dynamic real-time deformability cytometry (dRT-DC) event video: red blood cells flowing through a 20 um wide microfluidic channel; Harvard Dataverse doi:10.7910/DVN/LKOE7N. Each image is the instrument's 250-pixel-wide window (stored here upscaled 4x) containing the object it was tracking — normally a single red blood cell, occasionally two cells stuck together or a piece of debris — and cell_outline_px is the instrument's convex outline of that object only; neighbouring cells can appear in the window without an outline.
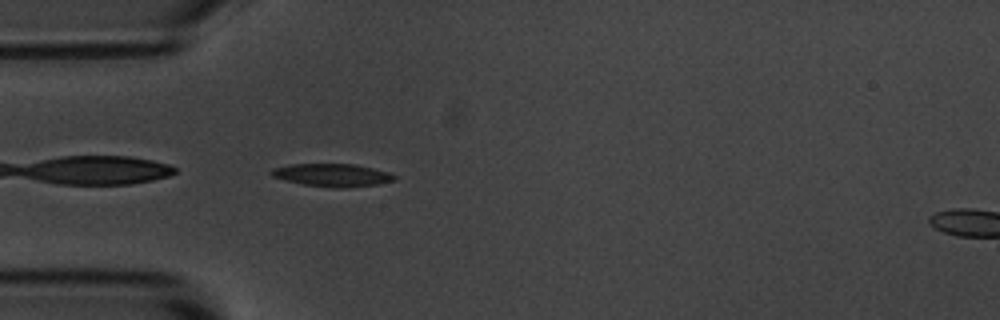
{"species": "common noctule bat (a hibernating species)", "species_latin": "Nyctalus noctula", "temperature_condition": "room temperature", "stored_images_in_passage": 25, "camera_frame_rate_fps": 3000, "um_per_image_px": 0.085, "animal": {"sex": "male", "body_mass_g": 20.1, "forearm_length_mm": 53.5}, "frame": {"image": 1, "passage_image": 1, "time_ms": 0.0, "image_size_px": [1000, 320], "cell_outline_px": [[396, 180], [376, 184], [344, 188], [332, 188], [304, 184], [284, 180], [272, 176], [268, 172], [272, 168], [288, 164], [356, 164], [388, 172], [396, 176]], "centroid_in_image_um": [28.21, 14.88], "position_along_channel_um": 56.8, "area_um2": 16.42}}
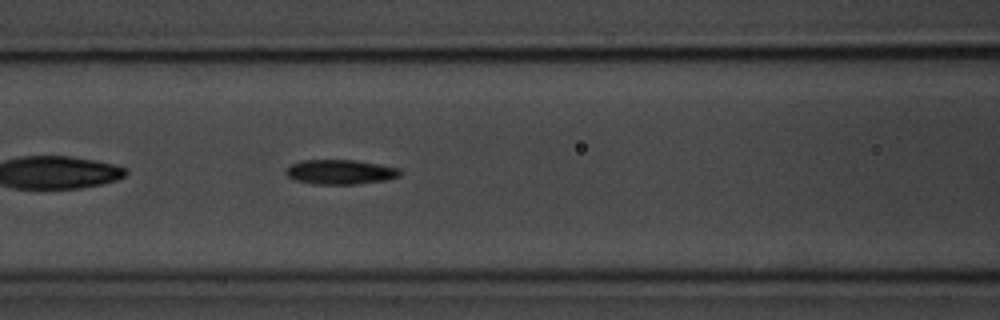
{"frame": {"image": 2, "passage_image": 8, "time_ms": 2.333, "image_size_px": [1000, 320], "cell_outline_px": [[404, 172], [400, 176], [388, 180], [356, 184], [316, 184], [296, 180], [288, 176], [284, 172], [292, 164], [300, 160], [356, 160], [400, 168]], "centroid_in_image_um": [28.99, 14.61], "position_along_channel_um": 137.6, "area_um2": 16.47}}
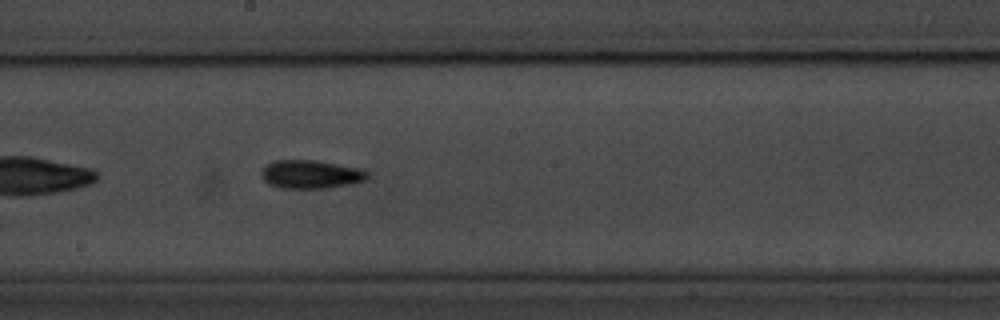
{"frame": {"image": 3, "passage_image": 15, "time_ms": 4.667, "image_size_px": [1000, 320], "cell_outline_px": [[368, 176], [364, 180], [352, 184], [328, 188], [280, 188], [268, 184], [264, 180], [264, 168], [272, 160], [316, 160], [360, 168], [368, 172]], "centroid_in_image_um": [26.45, 14.82], "position_along_channel_um": 221.7, "area_um2": 17.46}}